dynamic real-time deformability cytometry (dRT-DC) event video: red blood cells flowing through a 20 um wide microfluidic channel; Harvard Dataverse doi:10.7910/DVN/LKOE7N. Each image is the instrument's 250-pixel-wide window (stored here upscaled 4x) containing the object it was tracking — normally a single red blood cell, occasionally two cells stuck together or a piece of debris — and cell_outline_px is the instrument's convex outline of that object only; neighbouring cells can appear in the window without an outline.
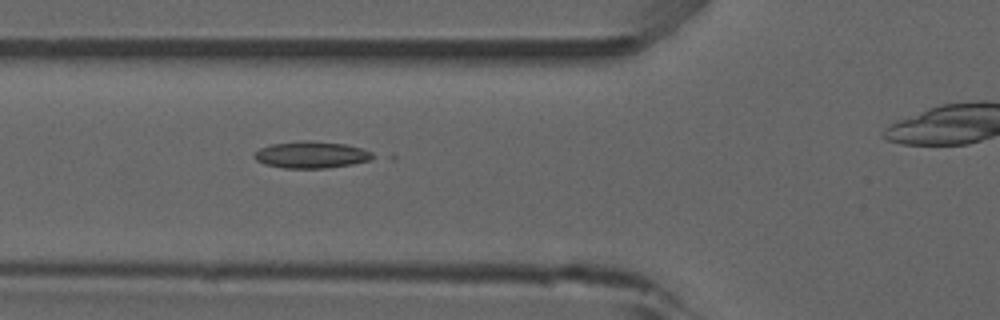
{"species": "common noctule bat (a hibernating species)", "species_latin": "Nyctalus noctula", "temperature_condition": "room temperature", "stored_images_in_passage": 4, "camera_frame_rate_fps": 3000, "um_per_image_px": 0.085, "animal": {"sex": "male", "forearm_length_mm": 52.5}, "frame": {"image": 1, "passage_image": 3, "time_ms": 2.333, "image_size_px": [1000, 320], "cell_outline_px": [[396, 156], [392, 160], [324, 168], [284, 168], [264, 164], [256, 160], [252, 156], [260, 148], [272, 144], [300, 140], [312, 140], [348, 144], [392, 152]], "centroid_in_image_um": [27.06, 13.15], "position_along_channel_um": 98.7, "area_um2": 20.87}}